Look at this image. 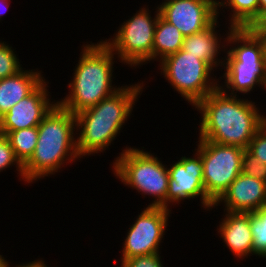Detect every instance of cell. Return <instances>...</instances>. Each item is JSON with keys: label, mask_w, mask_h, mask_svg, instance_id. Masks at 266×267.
I'll return each mask as SVG.
<instances>
[{"label": "cell", "mask_w": 266, "mask_h": 267, "mask_svg": "<svg viewBox=\"0 0 266 267\" xmlns=\"http://www.w3.org/2000/svg\"><path fill=\"white\" fill-rule=\"evenodd\" d=\"M256 106L248 98L230 96L216 89L194 106L202 116L198 139L247 149L266 122V116Z\"/></svg>", "instance_id": "1"}, {"label": "cell", "mask_w": 266, "mask_h": 267, "mask_svg": "<svg viewBox=\"0 0 266 267\" xmlns=\"http://www.w3.org/2000/svg\"><path fill=\"white\" fill-rule=\"evenodd\" d=\"M143 83L122 85L95 106L75 115L76 146L80 159L86 155L104 153L109 148L131 116L135 102L144 89Z\"/></svg>", "instance_id": "2"}, {"label": "cell", "mask_w": 266, "mask_h": 267, "mask_svg": "<svg viewBox=\"0 0 266 267\" xmlns=\"http://www.w3.org/2000/svg\"><path fill=\"white\" fill-rule=\"evenodd\" d=\"M37 128L38 140L34 153L23 165L26 184L60 172L65 163L80 160L74 114L57 103Z\"/></svg>", "instance_id": "3"}, {"label": "cell", "mask_w": 266, "mask_h": 267, "mask_svg": "<svg viewBox=\"0 0 266 267\" xmlns=\"http://www.w3.org/2000/svg\"><path fill=\"white\" fill-rule=\"evenodd\" d=\"M81 48L73 80L67 86L69 94L57 100L61 107L74 115L95 106L121 88L112 85L115 54L103 40L87 42Z\"/></svg>", "instance_id": "4"}, {"label": "cell", "mask_w": 266, "mask_h": 267, "mask_svg": "<svg viewBox=\"0 0 266 267\" xmlns=\"http://www.w3.org/2000/svg\"><path fill=\"white\" fill-rule=\"evenodd\" d=\"M225 43L229 50L226 49L224 56L225 71L219 77L225 81L219 88L230 96H237V92L251 93L256 86L266 90V64L256 36L247 28H232Z\"/></svg>", "instance_id": "5"}, {"label": "cell", "mask_w": 266, "mask_h": 267, "mask_svg": "<svg viewBox=\"0 0 266 267\" xmlns=\"http://www.w3.org/2000/svg\"><path fill=\"white\" fill-rule=\"evenodd\" d=\"M113 161V174L126 186L154 197L148 206L166 208L169 174L167 165L144 149L125 147ZM145 195V196H144Z\"/></svg>", "instance_id": "6"}, {"label": "cell", "mask_w": 266, "mask_h": 267, "mask_svg": "<svg viewBox=\"0 0 266 267\" xmlns=\"http://www.w3.org/2000/svg\"><path fill=\"white\" fill-rule=\"evenodd\" d=\"M159 66L170 86L193 107L219 88L220 81L212 76L215 70L207 62L182 49L165 57Z\"/></svg>", "instance_id": "7"}, {"label": "cell", "mask_w": 266, "mask_h": 267, "mask_svg": "<svg viewBox=\"0 0 266 267\" xmlns=\"http://www.w3.org/2000/svg\"><path fill=\"white\" fill-rule=\"evenodd\" d=\"M147 7H142L130 19L124 21L113 35L103 42L114 52L118 60L131 67L153 61V40L160 11L158 5L154 18Z\"/></svg>", "instance_id": "8"}, {"label": "cell", "mask_w": 266, "mask_h": 267, "mask_svg": "<svg viewBox=\"0 0 266 267\" xmlns=\"http://www.w3.org/2000/svg\"><path fill=\"white\" fill-rule=\"evenodd\" d=\"M198 142L195 150L201 155L203 162L205 193L215 204L241 173L245 149L207 140H198Z\"/></svg>", "instance_id": "9"}, {"label": "cell", "mask_w": 266, "mask_h": 267, "mask_svg": "<svg viewBox=\"0 0 266 267\" xmlns=\"http://www.w3.org/2000/svg\"><path fill=\"white\" fill-rule=\"evenodd\" d=\"M171 210L147 206L138 214L124 239L121 262L135 256L159 253Z\"/></svg>", "instance_id": "10"}, {"label": "cell", "mask_w": 266, "mask_h": 267, "mask_svg": "<svg viewBox=\"0 0 266 267\" xmlns=\"http://www.w3.org/2000/svg\"><path fill=\"white\" fill-rule=\"evenodd\" d=\"M168 191L166 194V208L171 209L173 203L179 204L185 199L200 196L204 210H212L214 203L207 197L203 184V162L201 155L195 150L193 157L182 156L178 161L169 165ZM169 206V207H168Z\"/></svg>", "instance_id": "11"}, {"label": "cell", "mask_w": 266, "mask_h": 267, "mask_svg": "<svg viewBox=\"0 0 266 267\" xmlns=\"http://www.w3.org/2000/svg\"><path fill=\"white\" fill-rule=\"evenodd\" d=\"M158 8L160 16L184 37L204 30L219 17L217 0H165Z\"/></svg>", "instance_id": "12"}, {"label": "cell", "mask_w": 266, "mask_h": 267, "mask_svg": "<svg viewBox=\"0 0 266 267\" xmlns=\"http://www.w3.org/2000/svg\"><path fill=\"white\" fill-rule=\"evenodd\" d=\"M45 79L25 98L16 103L0 118V132H11L36 127L58 103L50 101Z\"/></svg>", "instance_id": "13"}, {"label": "cell", "mask_w": 266, "mask_h": 267, "mask_svg": "<svg viewBox=\"0 0 266 267\" xmlns=\"http://www.w3.org/2000/svg\"><path fill=\"white\" fill-rule=\"evenodd\" d=\"M221 203L227 212H255L266 203V182L241 172L213 207Z\"/></svg>", "instance_id": "14"}, {"label": "cell", "mask_w": 266, "mask_h": 267, "mask_svg": "<svg viewBox=\"0 0 266 267\" xmlns=\"http://www.w3.org/2000/svg\"><path fill=\"white\" fill-rule=\"evenodd\" d=\"M225 215L217 230L227 248L238 259L253 255V237L250 227V213H232Z\"/></svg>", "instance_id": "15"}, {"label": "cell", "mask_w": 266, "mask_h": 267, "mask_svg": "<svg viewBox=\"0 0 266 267\" xmlns=\"http://www.w3.org/2000/svg\"><path fill=\"white\" fill-rule=\"evenodd\" d=\"M218 19L219 18L204 30L184 37V42L182 44V50L184 52L197 56L198 59L207 62L215 70L219 66L223 67L224 58L221 57L222 59H218V56L221 54L220 51H226L228 48L225 47L226 45L224 42L227 39L229 31L233 28L232 26H228L229 30H227V34H225L226 38L221 42L223 36L220 37L221 35L216 30L219 24L217 21ZM221 48H224V50H221Z\"/></svg>", "instance_id": "16"}, {"label": "cell", "mask_w": 266, "mask_h": 267, "mask_svg": "<svg viewBox=\"0 0 266 267\" xmlns=\"http://www.w3.org/2000/svg\"><path fill=\"white\" fill-rule=\"evenodd\" d=\"M44 79L42 70L35 69H22L16 75L0 79V118L28 96Z\"/></svg>", "instance_id": "17"}, {"label": "cell", "mask_w": 266, "mask_h": 267, "mask_svg": "<svg viewBox=\"0 0 266 267\" xmlns=\"http://www.w3.org/2000/svg\"><path fill=\"white\" fill-rule=\"evenodd\" d=\"M183 42L184 36L181 31L159 16L153 40V60L160 62L178 52L182 49Z\"/></svg>", "instance_id": "18"}, {"label": "cell", "mask_w": 266, "mask_h": 267, "mask_svg": "<svg viewBox=\"0 0 266 267\" xmlns=\"http://www.w3.org/2000/svg\"><path fill=\"white\" fill-rule=\"evenodd\" d=\"M220 8L231 9L229 26L246 28L259 13V0H217V15Z\"/></svg>", "instance_id": "19"}, {"label": "cell", "mask_w": 266, "mask_h": 267, "mask_svg": "<svg viewBox=\"0 0 266 267\" xmlns=\"http://www.w3.org/2000/svg\"><path fill=\"white\" fill-rule=\"evenodd\" d=\"M7 137L16 158L24 165L33 155L38 140V128L31 127L11 132H0Z\"/></svg>", "instance_id": "20"}, {"label": "cell", "mask_w": 266, "mask_h": 267, "mask_svg": "<svg viewBox=\"0 0 266 267\" xmlns=\"http://www.w3.org/2000/svg\"><path fill=\"white\" fill-rule=\"evenodd\" d=\"M250 227L253 237V255L266 258V203L250 213Z\"/></svg>", "instance_id": "21"}, {"label": "cell", "mask_w": 266, "mask_h": 267, "mask_svg": "<svg viewBox=\"0 0 266 267\" xmlns=\"http://www.w3.org/2000/svg\"><path fill=\"white\" fill-rule=\"evenodd\" d=\"M16 51L5 41H0V79L16 75L23 68Z\"/></svg>", "instance_id": "22"}, {"label": "cell", "mask_w": 266, "mask_h": 267, "mask_svg": "<svg viewBox=\"0 0 266 267\" xmlns=\"http://www.w3.org/2000/svg\"><path fill=\"white\" fill-rule=\"evenodd\" d=\"M13 165L16 166L17 174L22 178L20 181L26 182L24 179L23 165L16 158L7 137L0 134V172H3V170L5 171L8 167L10 168V166L12 167Z\"/></svg>", "instance_id": "23"}, {"label": "cell", "mask_w": 266, "mask_h": 267, "mask_svg": "<svg viewBox=\"0 0 266 267\" xmlns=\"http://www.w3.org/2000/svg\"><path fill=\"white\" fill-rule=\"evenodd\" d=\"M241 172L266 182V164H263L247 149H245L243 153Z\"/></svg>", "instance_id": "24"}, {"label": "cell", "mask_w": 266, "mask_h": 267, "mask_svg": "<svg viewBox=\"0 0 266 267\" xmlns=\"http://www.w3.org/2000/svg\"><path fill=\"white\" fill-rule=\"evenodd\" d=\"M247 150L266 164V122L257 130Z\"/></svg>", "instance_id": "25"}, {"label": "cell", "mask_w": 266, "mask_h": 267, "mask_svg": "<svg viewBox=\"0 0 266 267\" xmlns=\"http://www.w3.org/2000/svg\"><path fill=\"white\" fill-rule=\"evenodd\" d=\"M161 253L135 256L121 262L120 267H164Z\"/></svg>", "instance_id": "26"}, {"label": "cell", "mask_w": 266, "mask_h": 267, "mask_svg": "<svg viewBox=\"0 0 266 267\" xmlns=\"http://www.w3.org/2000/svg\"><path fill=\"white\" fill-rule=\"evenodd\" d=\"M246 28L249 31H266V8L261 9Z\"/></svg>", "instance_id": "27"}, {"label": "cell", "mask_w": 266, "mask_h": 267, "mask_svg": "<svg viewBox=\"0 0 266 267\" xmlns=\"http://www.w3.org/2000/svg\"><path fill=\"white\" fill-rule=\"evenodd\" d=\"M250 32L254 34L256 38L259 40L262 47L264 61L266 64V31H250Z\"/></svg>", "instance_id": "28"}, {"label": "cell", "mask_w": 266, "mask_h": 267, "mask_svg": "<svg viewBox=\"0 0 266 267\" xmlns=\"http://www.w3.org/2000/svg\"><path fill=\"white\" fill-rule=\"evenodd\" d=\"M44 262L45 261H43L42 259H37L34 261H30L28 263H22L20 265H16L14 267H48V266H46V264Z\"/></svg>", "instance_id": "29"}, {"label": "cell", "mask_w": 266, "mask_h": 267, "mask_svg": "<svg viewBox=\"0 0 266 267\" xmlns=\"http://www.w3.org/2000/svg\"><path fill=\"white\" fill-rule=\"evenodd\" d=\"M0 5L2 6L0 8V21H1L3 14H5V10L7 11L9 8V1L8 0H0Z\"/></svg>", "instance_id": "30"}, {"label": "cell", "mask_w": 266, "mask_h": 267, "mask_svg": "<svg viewBox=\"0 0 266 267\" xmlns=\"http://www.w3.org/2000/svg\"><path fill=\"white\" fill-rule=\"evenodd\" d=\"M9 261L5 259L2 255H0V267H9Z\"/></svg>", "instance_id": "31"}, {"label": "cell", "mask_w": 266, "mask_h": 267, "mask_svg": "<svg viewBox=\"0 0 266 267\" xmlns=\"http://www.w3.org/2000/svg\"><path fill=\"white\" fill-rule=\"evenodd\" d=\"M266 8V0H259V11Z\"/></svg>", "instance_id": "32"}]
</instances>
